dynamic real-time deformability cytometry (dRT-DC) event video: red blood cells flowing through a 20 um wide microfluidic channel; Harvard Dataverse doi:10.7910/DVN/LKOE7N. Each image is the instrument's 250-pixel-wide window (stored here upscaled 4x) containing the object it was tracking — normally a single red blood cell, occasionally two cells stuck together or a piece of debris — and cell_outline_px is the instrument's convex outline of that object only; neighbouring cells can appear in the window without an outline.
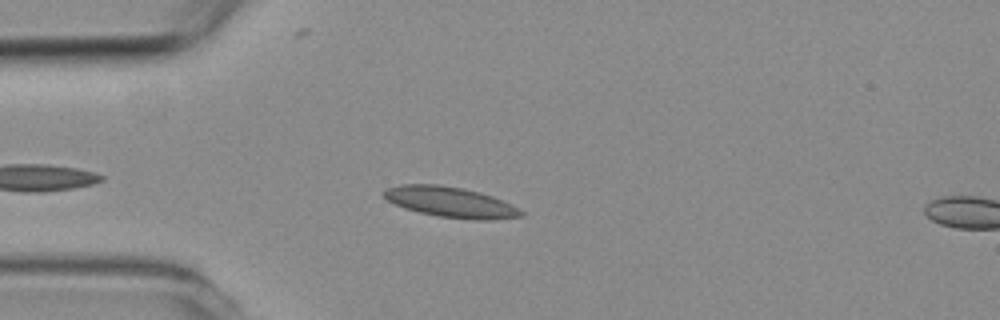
{"species": "common noctule bat (a hibernating species)", "species_latin": "Nyctalus noctula", "temperature_condition": "room temperature", "stored_images_in_passage": 3, "camera_frame_rate_fps": 3000, "um_per_image_px": 0.085, "animal": {"sex": "female", "body_mass_g": 19.3, "forearm_length_mm": 54.1}, "frame": {"image": 1, "passage_image": 2, "time_ms": 1.333, "image_size_px": [1000, 320], "cell_outline_px": [[524, 216], [492, 220], [472, 220], [440, 216], [420, 212], [404, 208], [388, 200], [384, 196], [384, 188], [400, 184], [440, 184], [464, 188], [480, 192], [492, 196], [512, 204], [524, 212]], "centroid_in_image_um": [38.32, 17.17], "position_along_channel_um": 46.7, "area_um2": 24.45}}